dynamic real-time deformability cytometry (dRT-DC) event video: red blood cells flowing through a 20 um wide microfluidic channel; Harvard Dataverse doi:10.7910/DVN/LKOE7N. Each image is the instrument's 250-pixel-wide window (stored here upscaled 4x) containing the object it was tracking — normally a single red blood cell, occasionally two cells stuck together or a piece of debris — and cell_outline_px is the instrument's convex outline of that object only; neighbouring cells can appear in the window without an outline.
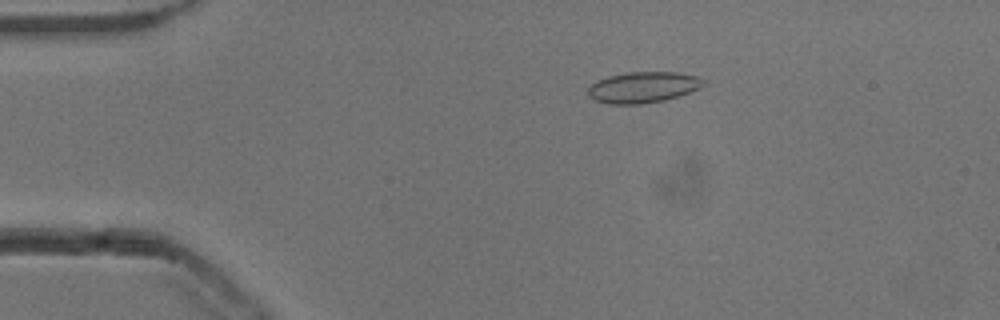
{"species": "common noctule bat (a hibernating species)", "species_latin": "Nyctalus noctula", "temperature_condition": "cold", "stored_images_in_passage": 53, "camera_frame_rate_fps": 3000, "um_per_image_px": 0.085, "animal": {"sex": "male", "body_mass_g": 13.3}, "frame": {"image": 1, "passage_image": 10, "time_ms": 3.0, "image_size_px": [1000, 320], "cell_outline_px": [[704, 84], [700, 88], [664, 100], [640, 104], [608, 104], [596, 100], [588, 96], [588, 88], [596, 80], [608, 76], [628, 72], [680, 72], [696, 76], [704, 80]], "centroid_in_image_um": [54.63, 7.41], "position_along_channel_um": 30.4, "area_um2": 20.75}}
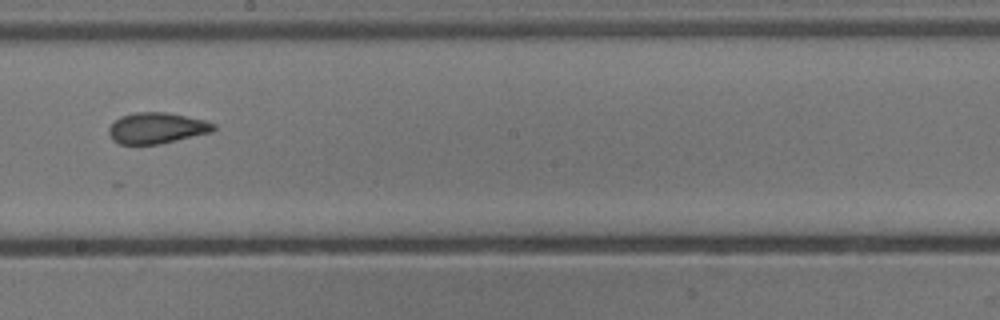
{"frame": {"image": 2, "passage_image": 30, "time_ms": 9.667, "image_size_px": [1000, 320], "cell_outline_px": [[216, 128], [212, 132], [160, 144], [120, 144], [112, 140], [108, 132], [108, 128], [120, 116], [136, 112], [168, 112], [204, 120], [216, 124]], "centroid_in_image_um": [13.33, 10.88], "position_along_channel_um": 234.9, "area_um2": 18.96}}
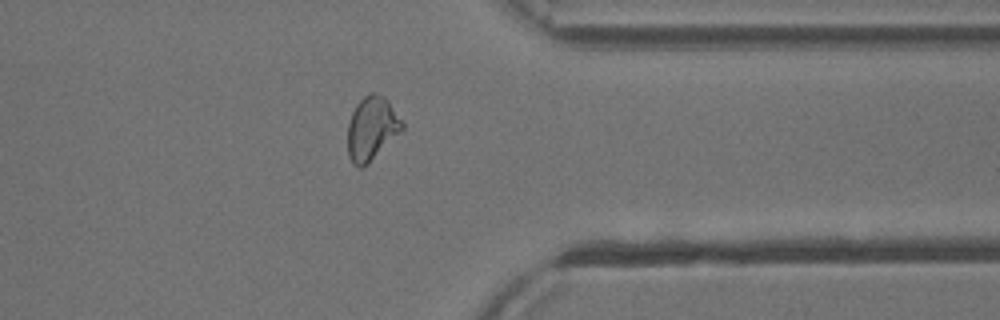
{"frame": {"image": 3, "passage_image": 42, "time_ms": 13.667, "image_size_px": [1000, 320], "cell_outline_px": [[404, 128], [368, 164], [360, 168], [352, 164], [348, 156], [348, 124], [352, 112], [356, 104], [364, 96], [372, 92], [384, 96], [388, 100], [404, 124]], "centroid_in_image_um": [31.58, 10.92], "position_along_channel_um": 379.8, "area_um2": 20.11}, "authors_computed_cell_mechanics": {"area_um2": 19.9988, "velocity_mm_per_s": 3.8449, "shape_relaxation_time_tau1_ms": null, "shape_relaxation_time_tau2_ms": 1.2781, "deformation_change_tau1": null, "deformation_change_tau2": 0.0585}}